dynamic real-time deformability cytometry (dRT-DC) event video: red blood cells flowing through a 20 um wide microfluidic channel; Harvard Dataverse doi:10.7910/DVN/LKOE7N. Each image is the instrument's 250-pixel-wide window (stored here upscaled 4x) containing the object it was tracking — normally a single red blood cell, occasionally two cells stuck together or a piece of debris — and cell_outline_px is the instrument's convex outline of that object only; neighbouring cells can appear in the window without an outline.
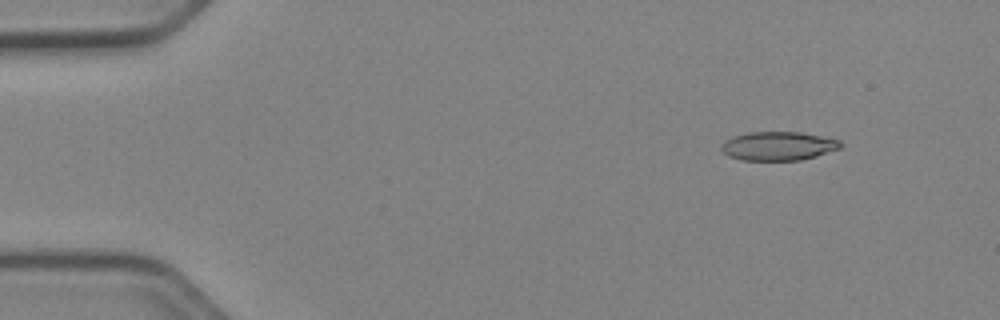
{"species": "Egyptian fruit bat (a non-hibernating species)", "species_latin": "Rousettus aegyptiacus", "temperature_condition": "cold", "stored_images_in_passage": 47, "camera_frame_rate_fps": 3000, "um_per_image_px": 0.085, "animal": {"sex": "female"}, "frame": {"image": 1, "passage_image": 1, "time_ms": 0.0, "image_size_px": [1000, 320], "cell_outline_px": [[844, 144], [840, 148], [816, 156], [800, 160], [740, 160], [728, 156], [720, 148], [720, 144], [724, 140], [732, 136], [748, 132], [800, 132], [840, 140]], "centroid_in_image_um": [66.11, 12.41], "position_along_channel_um": 18.9, "area_um2": 20.11}}
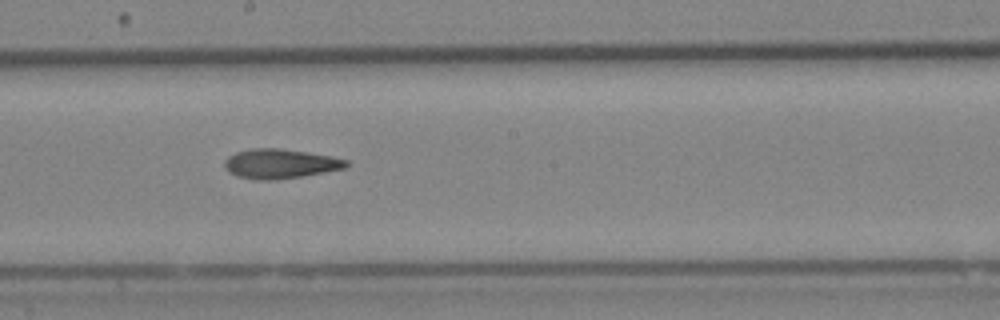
{"frame": {"image": 2, "passage_image": 24, "time_ms": 7.667, "image_size_px": [1000, 320], "cell_outline_px": [[348, 168], [300, 176], [272, 180], [256, 180], [236, 176], [228, 172], [224, 168], [224, 160], [228, 156], [236, 152], [252, 148], [280, 148], [332, 156], [348, 160]], "centroid_in_image_um": [23.79, 13.91], "position_along_channel_um": 224.4, "area_um2": 21.04}}
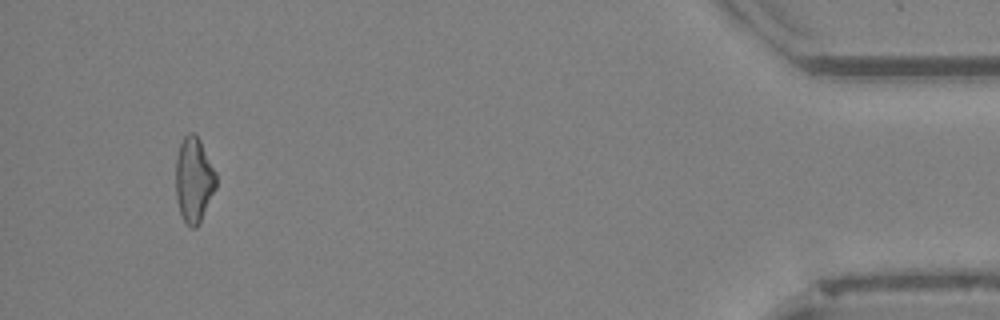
{"frame": {"image": 3, "passage_image": 44, "time_ms": 14.333, "image_size_px": [1000, 320], "cell_outline_px": [[216, 188], [196, 228], [192, 228], [184, 220], [180, 212], [176, 200], [176, 156], [180, 144], [184, 136], [188, 132], [192, 132], [200, 140], [216, 172]], "centroid_in_image_um": [16.47, 15.26], "position_along_channel_um": 418.7, "area_um2": 19.83}, "authors_computed_cell_mechanics": {"area_um2": 20.4612, "velocity_mm_per_s": 3.9889, "shape_relaxation_time_tau1_ms": null, "shape_relaxation_time_tau2_ms": 6.8516, "deformation_change_tau1": null, "deformation_change_tau2": 0.189}}